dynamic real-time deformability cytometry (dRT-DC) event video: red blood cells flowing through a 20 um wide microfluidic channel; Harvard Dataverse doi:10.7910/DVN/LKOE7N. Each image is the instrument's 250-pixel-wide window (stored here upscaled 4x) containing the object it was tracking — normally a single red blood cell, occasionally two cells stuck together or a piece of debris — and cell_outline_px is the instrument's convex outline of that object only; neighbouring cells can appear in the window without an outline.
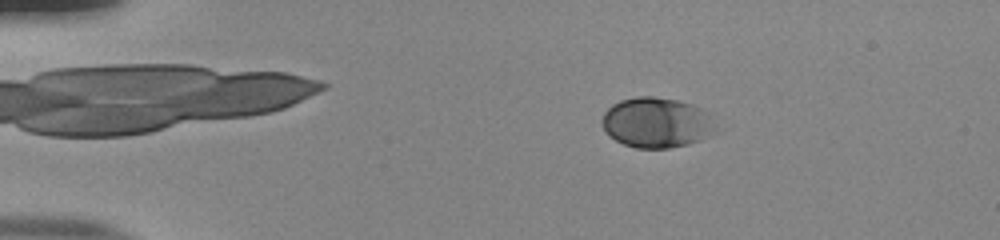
{"species": "human", "species_latin": "Homo sapiens", "temperature_condition": "room temperature", "stored_images_in_passage": 54, "camera_frame_rate_fps": 3000, "um_per_image_px": 0.085, "donor": {"sex": "male"}, "frame": {"image": 1, "passage_image": 10, "time_ms": 3.0, "image_size_px": [1000, 240], "cell_outline_px": [[720, 124], [716, 132], [700, 140], [688, 144], [668, 148], [636, 148], [624, 144], [616, 140], [604, 132], [600, 120], [604, 112], [612, 104], [620, 100], [636, 96], [656, 96], [676, 100], [692, 104], [712, 112]], "centroid_in_image_um": [55.88, 10.41], "position_along_channel_um": 29.1, "area_um2": 34.28}}
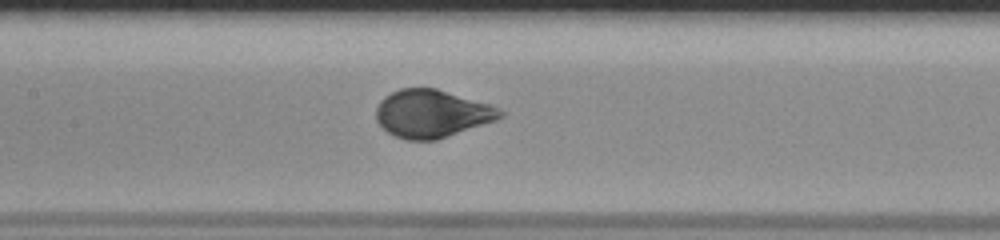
{"frame": {"image": 2, "passage_image": 27, "time_ms": 8.667, "image_size_px": [1000, 240], "cell_outline_px": [[504, 116], [496, 120], [436, 140], [408, 140], [396, 136], [388, 132], [376, 120], [376, 108], [380, 100], [384, 96], [400, 88], [436, 88], [488, 104], [504, 112]], "centroid_in_image_um": [36.68, 9.66], "position_along_channel_um": 170.7, "area_um2": 34.22}}
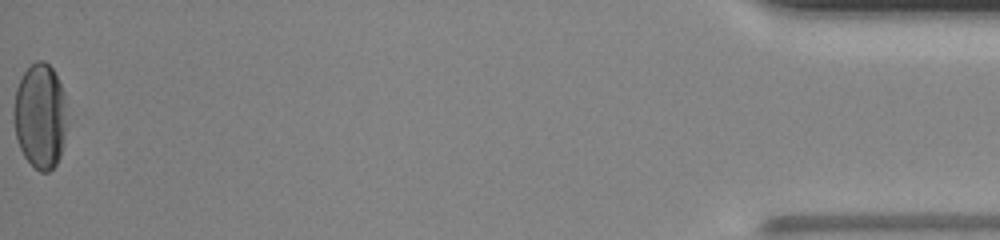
{"frame": {"image": 3, "passage_image": 54, "time_ms": 17.667, "image_size_px": [1000, 240], "cell_outline_px": [[64, 132], [60, 156], [56, 164], [48, 172], [40, 172], [24, 156], [20, 148], [16, 136], [12, 116], [12, 112], [16, 88], [24, 72], [36, 60], [44, 60], [52, 68], [64, 92]], "centroid_in_image_um": [3.37, 9.85], "position_along_channel_um": 431.8, "area_um2": 32.19}, "authors_computed_cell_mechanics": {"area_um2": 33.5529, "velocity_mm_per_s": 3.8766, "shape_relaxation_time_tau1_ms": 2.9367, "shape_relaxation_time_tau2_ms": null, "deformation_change_tau1": 0.1682, "deformation_change_tau2": null}}